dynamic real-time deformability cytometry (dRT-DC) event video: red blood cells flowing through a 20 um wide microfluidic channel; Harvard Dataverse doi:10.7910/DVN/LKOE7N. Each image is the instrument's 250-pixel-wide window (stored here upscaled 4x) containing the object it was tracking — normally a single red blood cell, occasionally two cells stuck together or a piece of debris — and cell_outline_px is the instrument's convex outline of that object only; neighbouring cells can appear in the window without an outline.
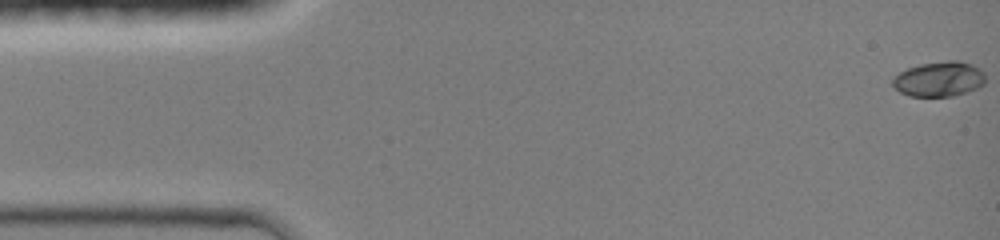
{"species": "common noctule bat (a hibernating species)", "species_latin": "Nyctalus noctula", "temperature_condition": "room temperature", "stored_images_in_passage": 45, "camera_frame_rate_fps": 3000, "um_per_image_px": 0.085, "animal": {"sex": "female", "body_mass_g": 19.0, "forearm_length_mm": 51.5}, "frame": {"image": 1, "passage_image": 1, "time_ms": 0.0, "image_size_px": [1000, 240], "cell_outline_px": [[984, 84], [976, 88], [952, 96], [908, 96], [900, 92], [892, 84], [892, 80], [900, 72], [908, 68], [920, 64], [948, 60], [956, 60], [972, 64], [980, 68], [984, 72]], "centroid_in_image_um": [79.83, 6.71], "position_along_channel_um": 5.2, "area_um2": 18.79}}
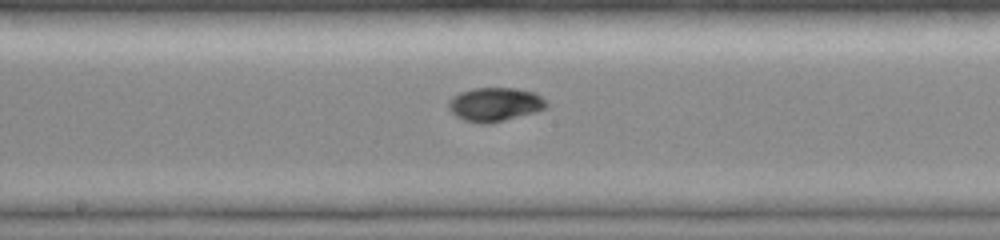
{"frame": {"image": 2, "passage_image": 24, "time_ms": 7.667, "image_size_px": [1000, 240], "cell_outline_px": [[548, 108], [536, 112], [492, 124], [480, 124], [464, 120], [456, 116], [448, 108], [448, 100], [452, 96], [460, 92], [472, 88], [512, 88], [536, 92], [548, 104]], "centroid_in_image_um": [42.06, 8.88], "position_along_channel_um": 206.1, "area_um2": 19.59}}
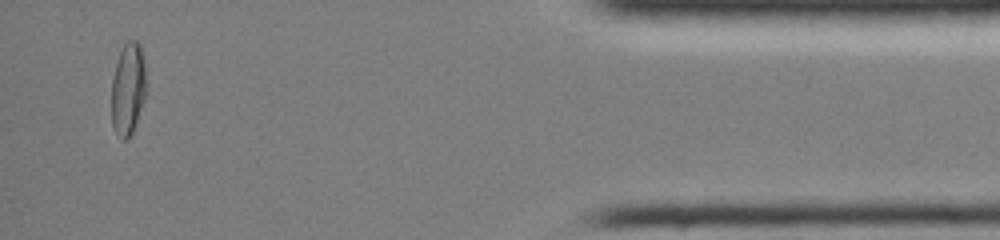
{"frame": {"image": 3, "passage_image": 43, "time_ms": 14.0, "image_size_px": [1000, 240], "cell_outline_px": [[144, 100], [132, 132], [124, 140], [112, 128], [112, 76], [116, 60], [124, 44], [128, 40], [136, 40], [140, 44], [144, 60]], "centroid_in_image_um": [10.85, 7.51], "position_along_channel_um": 424.3, "area_um2": 18.32}, "authors_computed_cell_mechanics": {"area_um2": 18.2648, "velocity_mm_per_s": 4.3166, "shape_relaxation_time_tau1_ms": 4.6453, "shape_relaxation_time_tau2_ms": 1.1938, "deformation_change_tau1": 0.1791, "deformation_change_tau2": 0.0133}}